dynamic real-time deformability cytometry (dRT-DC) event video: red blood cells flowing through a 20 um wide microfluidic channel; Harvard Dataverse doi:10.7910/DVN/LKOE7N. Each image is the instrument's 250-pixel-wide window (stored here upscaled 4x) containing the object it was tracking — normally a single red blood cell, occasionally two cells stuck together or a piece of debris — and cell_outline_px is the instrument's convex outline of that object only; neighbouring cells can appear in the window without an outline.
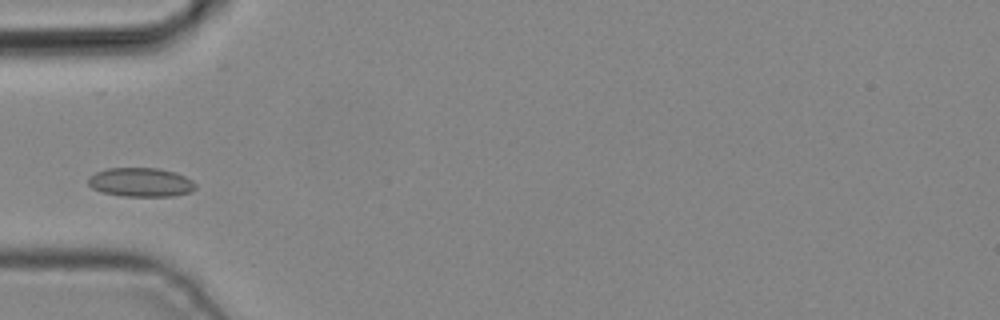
{"species": "common noctule bat (a hibernating species)", "species_latin": "Nyctalus noctula", "temperature_condition": "cold", "stored_images_in_passage": 3, "camera_frame_rate_fps": 3000, "um_per_image_px": 0.085, "animal": {"sex": "male", "body_mass_g": 19.2, "forearm_length_mm": 51.8}, "frame": {"image": 1, "passage_image": 2, "time_ms": 0.333, "image_size_px": [1000, 320], "cell_outline_px": [[196, 188], [192, 192], [172, 196], [124, 196], [100, 192], [92, 188], [88, 184], [88, 176], [96, 172], [108, 168], [160, 168], [176, 172], [192, 180], [196, 184]], "centroid_in_image_um": [11.97, 15.49], "position_along_channel_um": 73.0, "area_um2": 18.32}}
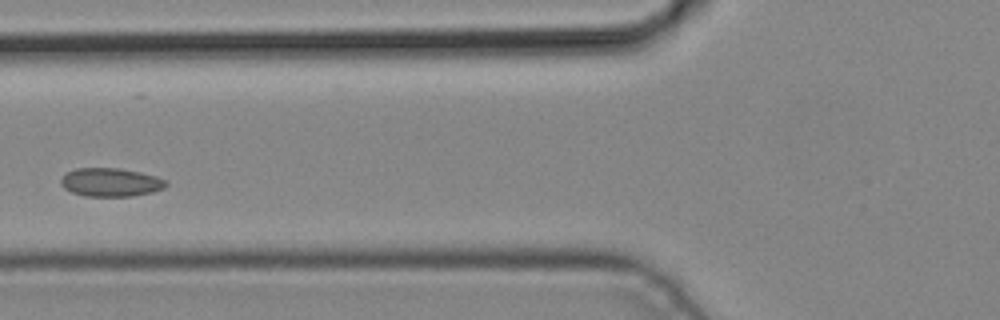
{"frame": {"image": 2, "passage_image": 3, "time_ms": 0.667, "image_size_px": [1000, 320], "cell_outline_px": [[168, 184], [164, 188], [152, 192], [132, 196], [84, 196], [72, 192], [64, 188], [60, 184], [60, 180], [68, 172], [76, 168], [120, 168], [140, 172], [156, 176], [168, 180]], "centroid_in_image_um": [9.43, 15.49], "position_along_channel_um": 116.4, "area_um2": 17.51}}